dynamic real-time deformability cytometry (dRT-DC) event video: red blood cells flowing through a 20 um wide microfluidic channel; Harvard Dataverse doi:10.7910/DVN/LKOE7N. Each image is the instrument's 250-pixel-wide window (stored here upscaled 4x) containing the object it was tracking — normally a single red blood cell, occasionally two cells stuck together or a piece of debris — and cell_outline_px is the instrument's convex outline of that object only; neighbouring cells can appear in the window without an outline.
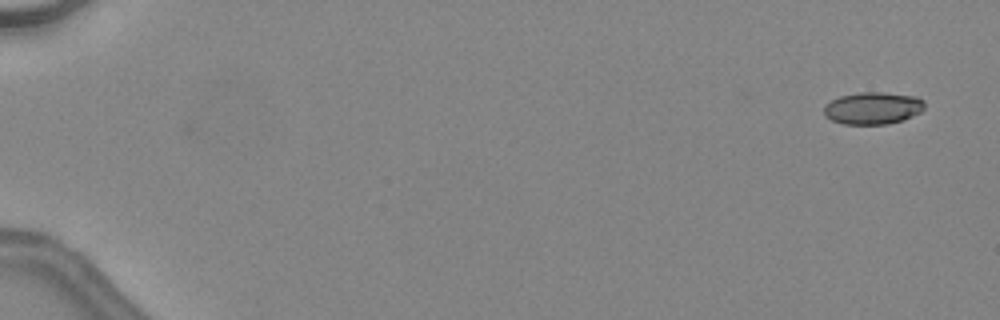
{"species": "common noctule bat (a hibernating species)", "species_latin": "Nyctalus noctula", "temperature_condition": "warm", "stored_images_in_passage": 46, "camera_frame_rate_fps": 3000, "um_per_image_px": 0.085, "animal": {"sex": "female", "body_mass_g": 24.6, "forearm_length_mm": 56.2}, "frame": {"image": 1, "passage_image": 1, "time_ms": 0.0, "image_size_px": [1000, 320], "cell_outline_px": [[924, 108], [920, 112], [912, 116], [888, 124], [844, 124], [832, 120], [824, 116], [824, 108], [832, 100], [840, 96], [860, 92], [880, 92], [916, 96], [924, 100]], "centroid_in_image_um": [74.2, 9.19], "position_along_channel_um": 10.8, "area_um2": 18.73}}
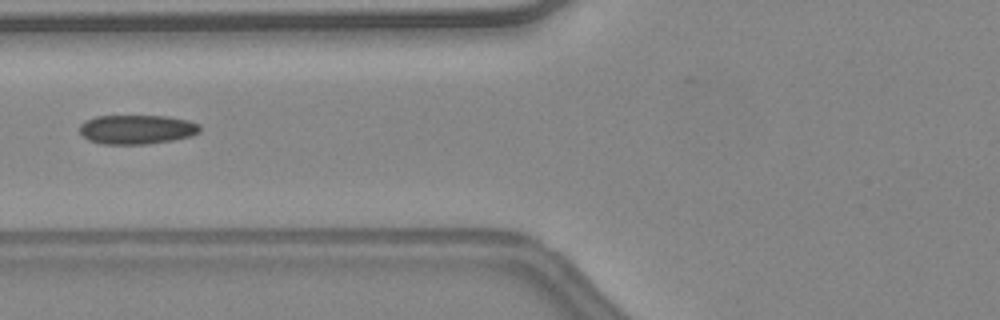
{"frame": {"image": 2, "passage_image": 20, "time_ms": 6.333, "image_size_px": [1000, 320], "cell_outline_px": [[200, 132], [192, 136], [172, 140], [144, 144], [104, 144], [88, 140], [80, 132], [80, 124], [84, 120], [96, 116], [168, 116], [188, 120], [200, 124]], "centroid_in_image_um": [11.64, 10.99], "position_along_channel_um": 114.2, "area_um2": 20.58}, "authors_computed_cell_mechanics": {"area_um2": 20.1722, "velocity_mm_per_s": 4.5692, "shape_relaxation_time_tau1_ms": null, "shape_relaxation_time_tau2_ms": 3.3536, "deformation_change_tau1": null, "deformation_change_tau2": 0.1145}}